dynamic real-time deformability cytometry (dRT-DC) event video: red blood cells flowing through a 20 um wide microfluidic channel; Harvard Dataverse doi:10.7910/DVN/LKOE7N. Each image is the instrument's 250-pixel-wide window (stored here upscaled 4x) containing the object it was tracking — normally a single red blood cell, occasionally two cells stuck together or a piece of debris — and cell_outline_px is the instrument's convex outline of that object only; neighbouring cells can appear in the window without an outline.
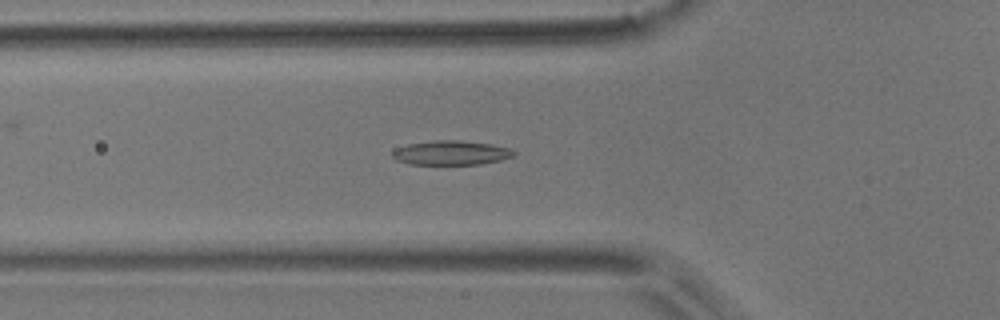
{"species": "common noctule bat (a hibernating species)", "species_latin": "Nyctalus noctula", "temperature_condition": "room temperature", "stored_images_in_passage": 34, "camera_frame_rate_fps": 3000, "um_per_image_px": 0.085, "animal": {"sex": "male", "body_mass_g": 17.9}, "frame": {"image": 1, "passage_image": 9, "time_ms": 2.667, "image_size_px": [1000, 320], "cell_outline_px": [[516, 156], [500, 160], [480, 164], [408, 164], [396, 160], [392, 156], [392, 152], [396, 148], [408, 144], [432, 140], [460, 140], [492, 144], [512, 148], [516, 152]], "centroid_in_image_um": [38.37, 12.98], "position_along_channel_um": 87.4, "area_um2": 17.4}}
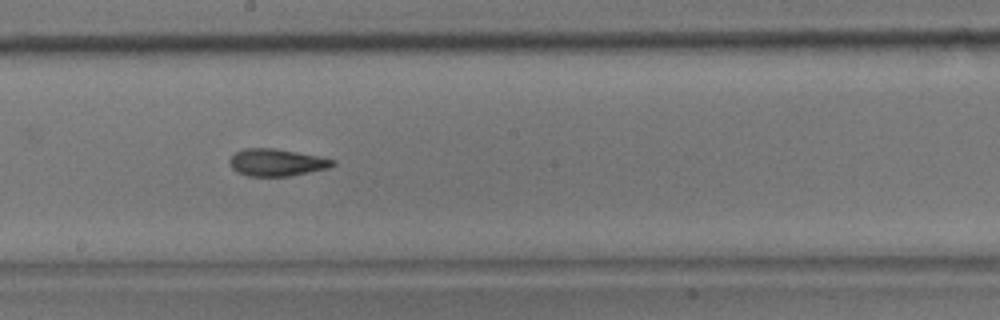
{"frame": {"image": 2, "passage_image": 20, "time_ms": 6.333, "image_size_px": [1000, 320], "cell_outline_px": [[336, 164], [328, 168], [288, 176], [248, 176], [236, 172], [228, 164], [228, 160], [236, 152], [244, 148], [276, 148], [320, 156], [336, 160]], "centroid_in_image_um": [23.5, 13.8], "position_along_channel_um": 224.7, "area_um2": 16.47}}
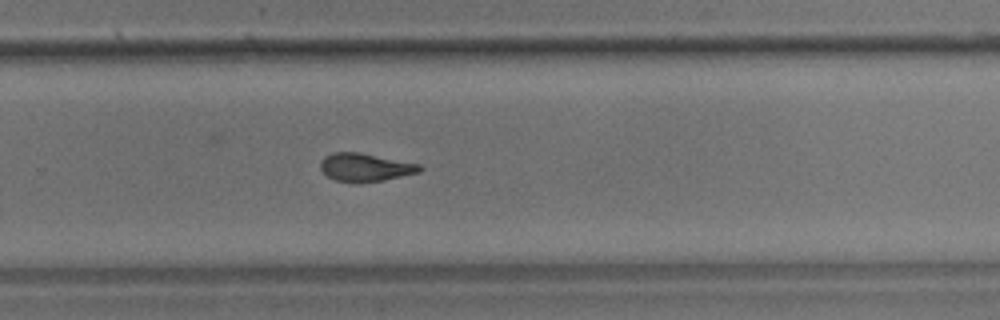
{"frame": {"image": 3, "passage_image": 26, "time_ms": 8.333, "image_size_px": [1000, 320], "cell_outline_px": [[424, 168], [420, 172], [384, 180], [336, 180], [328, 176], [320, 168], [320, 160], [324, 156], [332, 152], [356, 152], [420, 164]], "centroid_in_image_um": [31.05, 14.18], "position_along_channel_um": 298.7, "area_um2": 15.66}, "authors_computed_cell_mechanics": {"area_um2": 16.5019, "velocity_mm_per_s": 3.7161, "shape_relaxation_time_tau1_ms": 6.0261, "shape_relaxation_time_tau2_ms": 3.8586, "deformation_change_tau1": 0.164, "deformation_change_tau2": 0.1127}}